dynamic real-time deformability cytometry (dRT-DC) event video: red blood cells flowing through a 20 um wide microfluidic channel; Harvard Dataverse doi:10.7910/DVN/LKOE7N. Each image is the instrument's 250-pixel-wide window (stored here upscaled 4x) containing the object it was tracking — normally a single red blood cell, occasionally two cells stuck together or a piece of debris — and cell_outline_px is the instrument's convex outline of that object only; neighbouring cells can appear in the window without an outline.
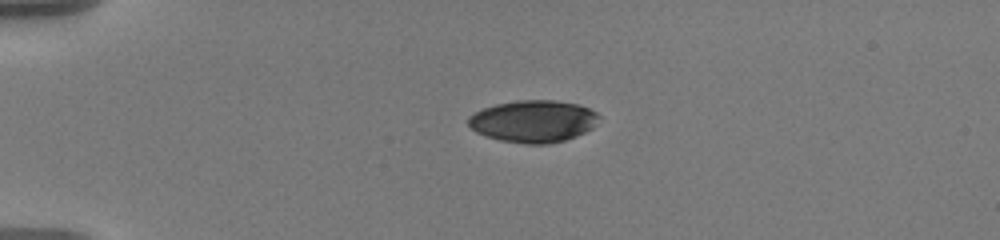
{"species": "human", "species_latin": "Homo sapiens", "temperature_condition": "warm", "stored_images_in_passage": 44, "camera_frame_rate_fps": 3000, "um_per_image_px": 0.085, "donor": {"sex": "male"}, "frame": {"image": 1, "passage_image": 1, "time_ms": 0.0, "image_size_px": [1000, 240], "cell_outline_px": [[600, 116], [592, 128], [576, 136], [552, 144], [524, 144], [500, 140], [476, 132], [468, 124], [468, 116], [484, 108], [496, 104], [516, 100], [556, 100], [576, 104], [588, 108], [596, 112]], "centroid_in_image_um": [45.33, 10.31], "position_along_channel_um": 39.7, "area_um2": 31.96}}
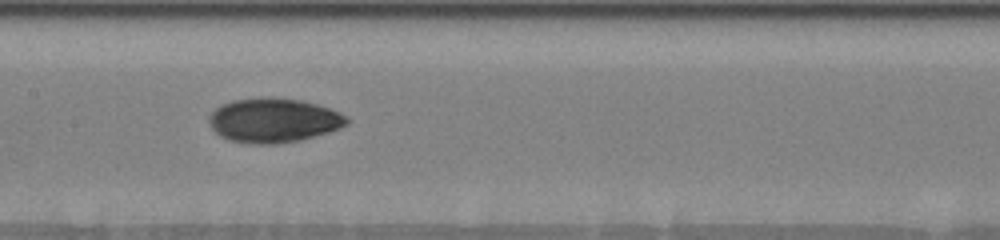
{"frame": {"image": 2, "passage_image": 17, "time_ms": 5.333, "image_size_px": [1000, 240], "cell_outline_px": [[348, 124], [340, 128], [328, 132], [300, 140], [276, 144], [248, 144], [228, 140], [220, 136], [212, 128], [208, 120], [208, 116], [216, 108], [232, 100], [264, 96], [300, 100], [316, 104], [340, 112], [348, 116]], "centroid_in_image_um": [23.24, 10.23], "position_along_channel_um": 184.2, "area_um2": 35.78}}
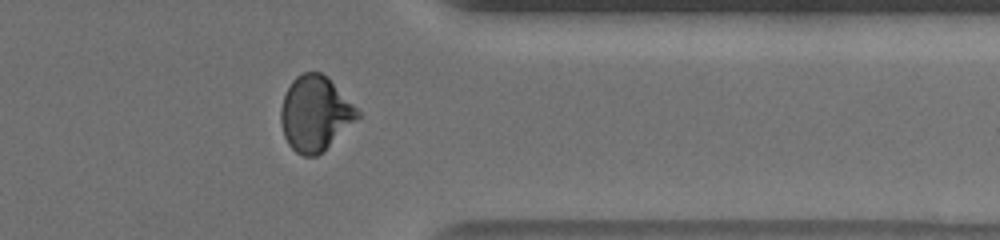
{"frame": {"image": 3, "passage_image": 34, "time_ms": 11.0, "image_size_px": [1000, 240], "cell_outline_px": [[360, 116], [316, 156], [304, 156], [296, 152], [288, 144], [284, 136], [280, 120], [280, 108], [284, 96], [292, 80], [296, 76], [304, 72], [320, 72], [360, 112]], "centroid_in_image_um": [26.72, 9.66], "position_along_channel_um": 384.7, "area_um2": 32.48}, "authors_computed_cell_mechanics": {"area_um2": 33.3506, "velocity_mm_per_s": 3.6144, "shape_relaxation_time_tau1_ms": 5.3919, "shape_relaxation_time_tau2_ms": 1.327, "deformation_change_tau1": 0.1772, "deformation_change_tau2": 0.0442}}